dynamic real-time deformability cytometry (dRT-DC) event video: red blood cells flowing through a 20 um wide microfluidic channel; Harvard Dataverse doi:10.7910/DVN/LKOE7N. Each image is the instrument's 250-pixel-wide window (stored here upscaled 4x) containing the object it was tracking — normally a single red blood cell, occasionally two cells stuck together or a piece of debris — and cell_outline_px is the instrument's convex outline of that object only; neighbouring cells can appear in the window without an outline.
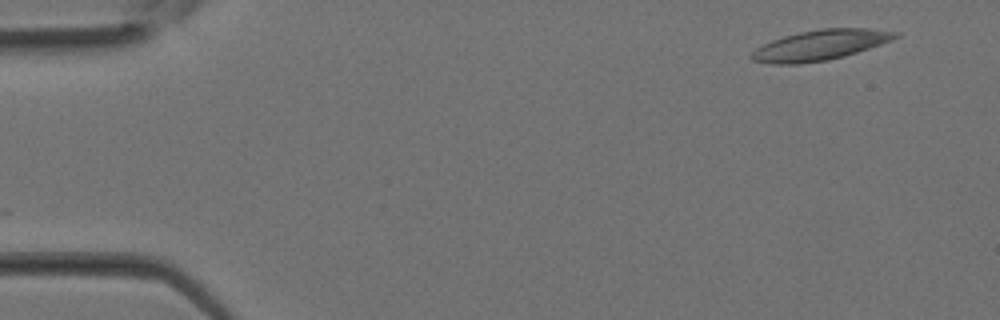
{"species": "Egyptian fruit bat (a non-hibernating species)", "species_latin": "Rousettus aegyptiacus", "temperature_condition": "room temperature", "stored_images_in_passage": 22, "camera_frame_rate_fps": 3000, "um_per_image_px": 0.085, "animal": {"sex": "female"}, "frame": {"image": 1, "passage_image": 2, "time_ms": 0.333, "image_size_px": [1000, 320], "cell_outline_px": [[900, 36], [892, 40], [844, 56], [828, 60], [800, 64], [768, 64], [752, 60], [748, 56], [756, 48], [772, 40], [784, 36], [800, 32], [824, 28], [864, 28], [900, 32]], "centroid_in_image_um": [69.69, 3.84], "position_along_channel_um": 15.3, "area_um2": 25.32}}
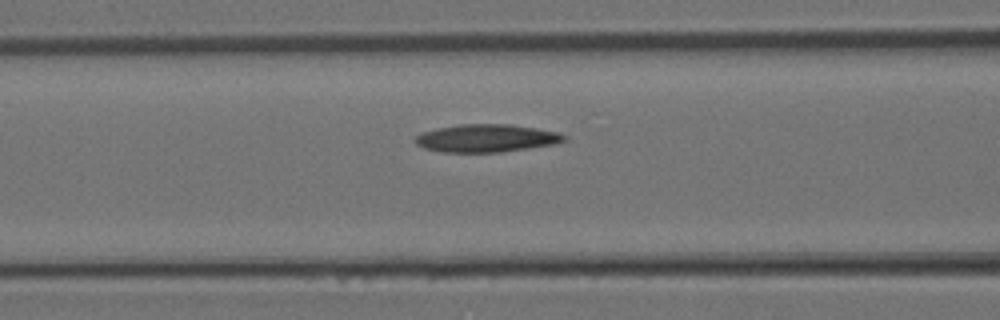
{"frame": {"image": 2, "passage_image": 13, "time_ms": 4.0, "image_size_px": [1000, 320], "cell_outline_px": [[568, 140], [556, 144], [500, 152], [444, 152], [424, 148], [416, 144], [416, 136], [420, 132], [436, 128], [460, 124], [508, 124], [536, 128], [560, 132], [568, 136]], "centroid_in_image_um": [41.39, 11.74], "position_along_channel_um": 125.2, "area_um2": 24.28}}
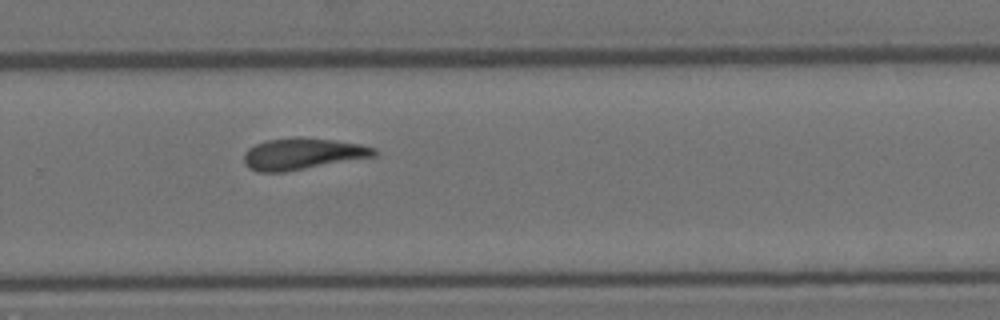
{"frame": {"image": 3, "passage_image": 22, "time_ms": 7.0, "image_size_px": [1000, 320], "cell_outline_px": [[376, 156], [284, 172], [256, 172], [248, 168], [244, 164], [244, 152], [248, 148], [256, 144], [268, 140], [296, 136], [336, 140], [360, 144], [376, 148]], "centroid_in_image_um": [25.69, 13.07], "position_along_channel_um": 304.1, "area_um2": 24.04}}